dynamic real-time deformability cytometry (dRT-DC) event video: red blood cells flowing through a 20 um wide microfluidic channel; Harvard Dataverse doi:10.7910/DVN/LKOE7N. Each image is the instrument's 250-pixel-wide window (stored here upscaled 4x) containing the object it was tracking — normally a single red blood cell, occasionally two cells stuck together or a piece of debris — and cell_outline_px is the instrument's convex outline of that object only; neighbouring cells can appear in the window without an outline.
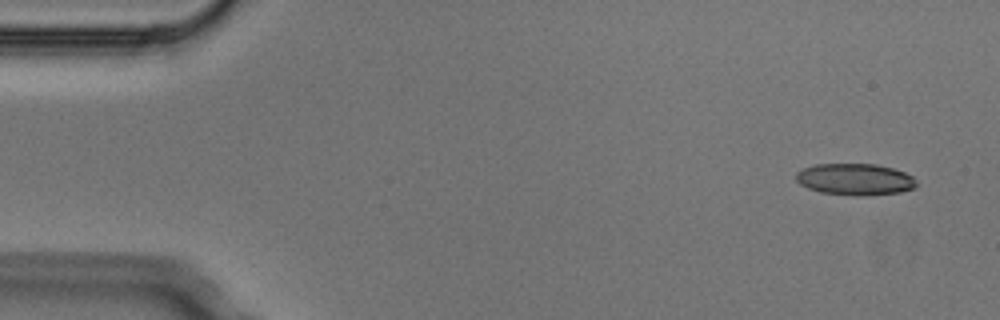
{"species": "Egyptian fruit bat (a non-hibernating species)", "species_latin": "Rousettus aegyptiacus", "temperature_condition": "cold", "stored_images_in_passage": 4, "segment_of_instrument_passage": [1, 2], "camera_frame_rate_fps": 3000, "um_per_image_px": 0.085, "animal": {"sex": "male"}, "frame": {"image": 1, "passage_image": 1, "time_ms": 0.0, "image_size_px": [1000, 320], "cell_outline_px": [[916, 184], [912, 188], [900, 192], [864, 196], [860, 196], [820, 192], [808, 188], [800, 184], [796, 180], [796, 172], [804, 168], [816, 164], [876, 164], [892, 168], [904, 172], [912, 176], [916, 180]], "centroid_in_image_um": [72.66, 15.24], "position_along_channel_um": 12.3, "area_um2": 22.08}}
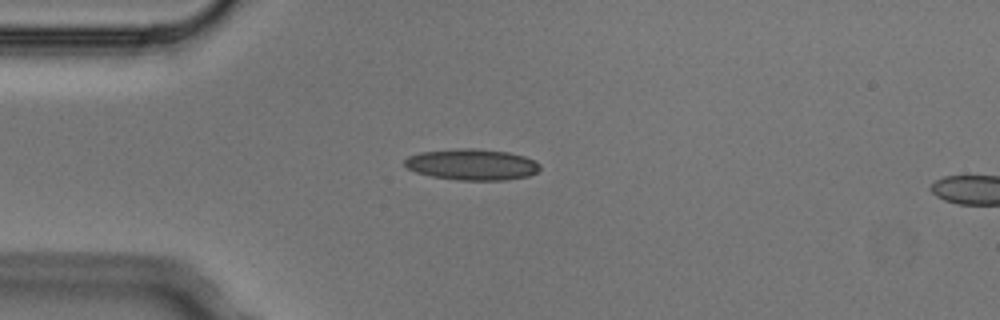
{"frame": {"image": 2, "passage_image": 3, "time_ms": 0.667, "image_size_px": [1000, 320], "cell_outline_px": [[540, 168], [536, 172], [528, 176], [508, 180], [460, 180], [432, 176], [416, 172], [408, 168], [404, 164], [404, 160], [408, 156], [420, 152], [456, 148], [476, 148], [508, 152], [524, 156], [536, 160], [540, 164]], "centroid_in_image_um": [40.13, 13.97], "position_along_channel_um": 44.9, "area_um2": 24.68}}